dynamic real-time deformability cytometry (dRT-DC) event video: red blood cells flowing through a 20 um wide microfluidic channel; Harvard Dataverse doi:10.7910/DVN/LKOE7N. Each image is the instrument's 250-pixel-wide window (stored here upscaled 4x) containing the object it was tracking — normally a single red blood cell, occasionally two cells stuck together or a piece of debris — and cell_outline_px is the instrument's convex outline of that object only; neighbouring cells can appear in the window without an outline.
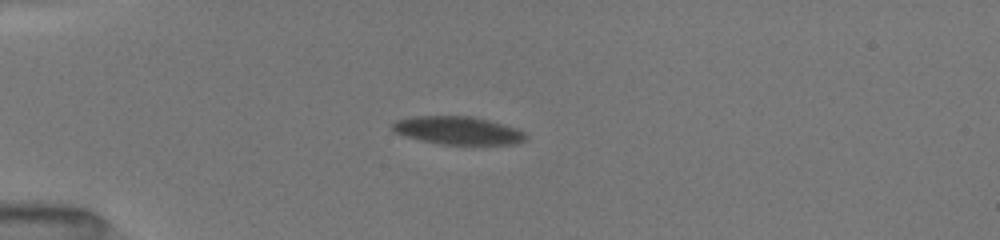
{"species": "common noctule bat (a hibernating species)", "species_latin": "Nyctalus noctula", "temperature_condition": "room temperature", "stored_images_in_passage": 41, "camera_frame_rate_fps": 3000, "um_per_image_px": 0.085, "animal": {"sex": "female", "body_mass_g": 19.5, "forearm_length_mm": 54.1}, "frame": {"image": 1, "passage_image": 1, "time_ms": 0.0, "image_size_px": [1000, 240], "cell_outline_px": [[524, 140], [512, 144], [440, 144], [408, 136], [396, 132], [392, 128], [392, 124], [400, 120], [416, 116], [468, 116], [488, 120], [524, 132]], "centroid_in_image_um": [38.9, 11.09], "position_along_channel_um": 46.1, "area_um2": 20.87}}
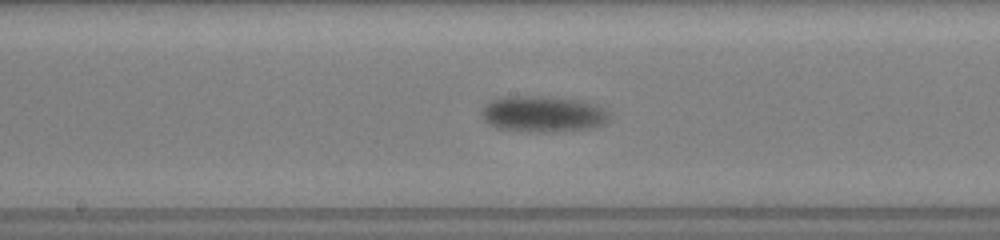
{"frame": {"image": 2, "passage_image": 16, "time_ms": 5.0, "image_size_px": [1000, 240], "cell_outline_px": [[608, 116], [600, 124], [588, 128], [552, 132], [528, 132], [496, 128], [484, 120], [480, 112], [492, 100], [504, 96], [548, 96], [572, 100], [588, 104], [600, 108]], "centroid_in_image_um": [46.0, 9.7], "position_along_channel_um": 202.2, "area_um2": 26.07}}
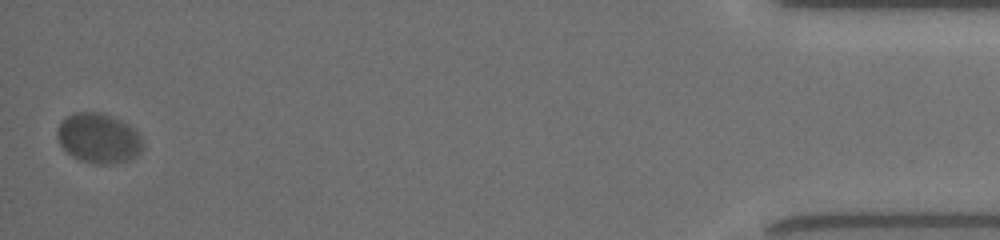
{"frame": {"image": 3, "passage_image": 41, "time_ms": 13.333, "image_size_px": [1000, 240], "cell_outline_px": [[140, 152], [128, 160], [116, 164], [100, 164], [80, 160], [72, 156], [60, 144], [56, 136], [56, 132], [60, 124], [68, 116], [76, 112], [100, 112], [112, 116], [120, 120], [132, 128], [140, 136]], "centroid_in_image_um": [8.34, 11.75], "position_along_channel_um": 426.9, "area_um2": 24.39}, "authors_computed_cell_mechanics": {"area_um2": 24.1026, "velocity_mm_per_s": 3.6934, "shape_relaxation_time_tau1_ms": 1.7004, "shape_relaxation_time_tau2_ms": null, "deformation_change_tau1": 0.0746, "deformation_change_tau2": null}}